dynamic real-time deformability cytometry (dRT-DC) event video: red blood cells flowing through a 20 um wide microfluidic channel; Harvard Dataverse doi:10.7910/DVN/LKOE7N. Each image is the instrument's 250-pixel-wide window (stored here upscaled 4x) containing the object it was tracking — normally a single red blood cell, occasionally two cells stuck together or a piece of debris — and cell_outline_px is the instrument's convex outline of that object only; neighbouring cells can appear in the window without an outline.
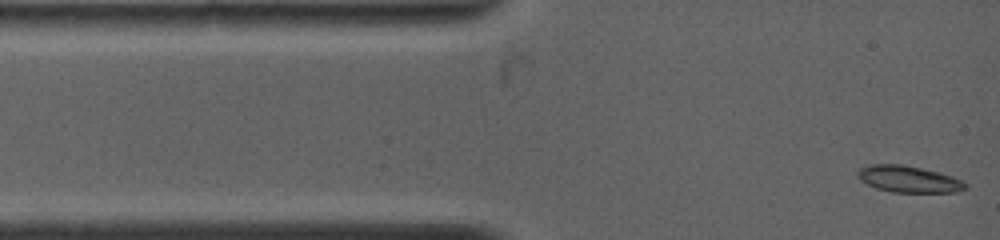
{"species": "common noctule bat (a hibernating species)", "species_latin": "Nyctalus noctula", "temperature_condition": "warm", "stored_images_in_passage": 42, "camera_frame_rate_fps": 4500, "um_per_image_px": 0.085, "animal": {"sex": "female", "body_mass_g": 19.0, "forearm_length_mm": 53.3}, "frame": {"image": 1, "passage_image": 1, "time_ms": 0.0, "image_size_px": [1000, 240], "cell_outline_px": [[968, 188], [960, 192], [892, 192], [876, 188], [860, 180], [860, 168], [872, 164], [900, 164], [920, 168], [952, 176], [968, 184]], "centroid_in_image_um": [77.29, 15.24], "position_along_channel_um": 7.7, "area_um2": 16.42}}
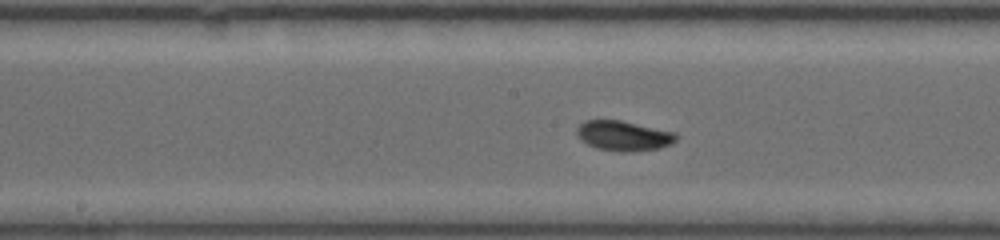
{"frame": {"image": 2, "passage_image": 19, "time_ms": 6.0, "image_size_px": [1000, 240], "cell_outline_px": [[676, 140], [672, 144], [660, 148], [632, 152], [620, 152], [596, 148], [580, 140], [576, 136], [576, 128], [584, 120], [620, 120], [676, 132]], "centroid_in_image_um": [52.98, 11.55], "position_along_channel_um": 195.2, "area_um2": 17.57}}
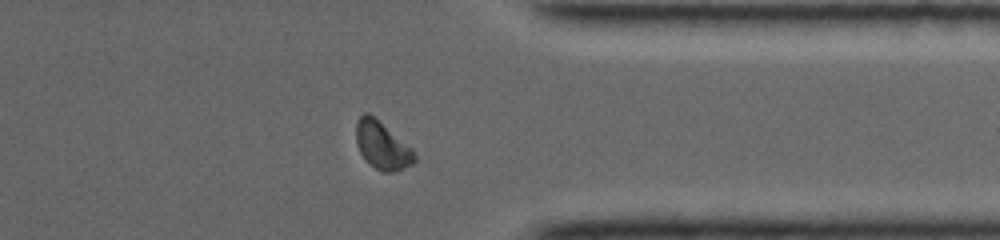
{"frame": {"image": 3, "passage_image": 36, "time_ms": 10.889, "image_size_px": [1000, 240], "cell_outline_px": [[416, 160], [412, 164], [392, 172], [380, 172], [360, 152], [356, 144], [356, 120], [364, 112], [368, 112], [412, 148], [416, 156]], "centroid_in_image_um": [32.47, 12.35], "position_along_channel_um": 378.9, "area_um2": 15.9}, "authors_computed_cell_mechanics": {"area_um2": 16.2996, "velocity_mm_per_s": 3.8639, "shape_relaxation_time_tau1_ms": 2.8419, "shape_relaxation_time_tau2_ms": 4.1652, "deformation_change_tau1": 0.1148, "deformation_change_tau2": 0.0596}}